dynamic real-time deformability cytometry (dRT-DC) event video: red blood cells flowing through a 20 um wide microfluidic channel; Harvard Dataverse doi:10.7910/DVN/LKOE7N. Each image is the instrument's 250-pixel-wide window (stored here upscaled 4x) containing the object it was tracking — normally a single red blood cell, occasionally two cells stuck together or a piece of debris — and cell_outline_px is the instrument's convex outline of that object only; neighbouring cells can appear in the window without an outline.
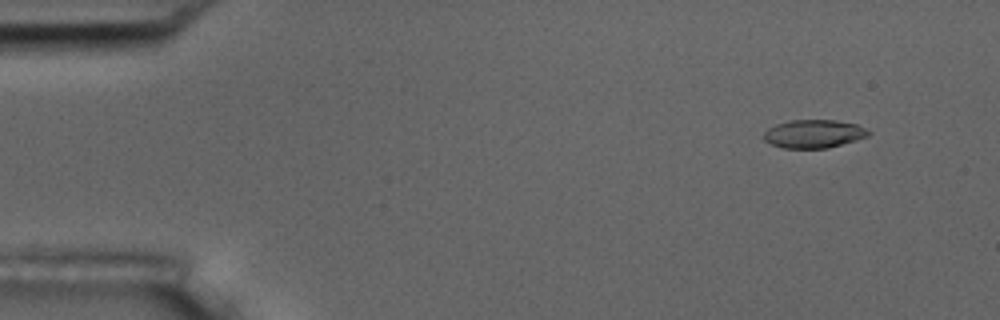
{"species": "common noctule bat (a hibernating species)", "species_latin": "Nyctalus noctula", "temperature_condition": "room temperature", "stored_images_in_passage": 5, "camera_frame_rate_fps": 3000, "um_per_image_px": 0.085, "animal": {"sex": "male", "body_mass_g": 17.5, "forearm_length_mm": 52.3}, "frame": {"image": 1, "passage_image": 2, "time_ms": 1.333, "image_size_px": [1000, 320], "cell_outline_px": [[872, 132], [868, 136], [856, 140], [828, 148], [784, 148], [772, 144], [764, 140], [764, 132], [768, 128], [776, 124], [792, 120], [836, 120], [856, 124]], "centroid_in_image_um": [69.18, 11.37], "position_along_channel_um": 15.8, "area_um2": 17.17}}